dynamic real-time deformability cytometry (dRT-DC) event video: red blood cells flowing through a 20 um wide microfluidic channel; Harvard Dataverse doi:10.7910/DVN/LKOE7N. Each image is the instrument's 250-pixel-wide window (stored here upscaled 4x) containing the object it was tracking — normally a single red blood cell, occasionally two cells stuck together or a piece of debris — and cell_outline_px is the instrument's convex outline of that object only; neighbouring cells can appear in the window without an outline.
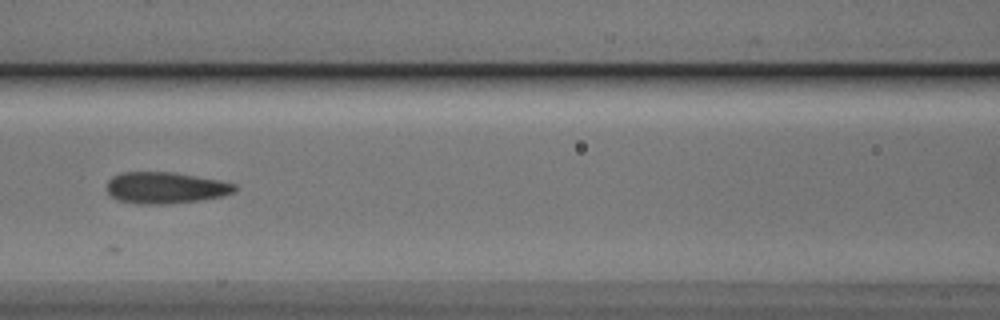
{"species": "Egyptian fruit bat (a non-hibernating species)", "species_latin": "Rousettus aegyptiacus", "temperature_condition": "cold", "stored_images_in_passage": 21, "camera_frame_rate_fps": 3000, "um_per_image_px": 0.085, "animal": {"sex": "male"}, "frame": {"image": 1, "passage_image": 9, "time_ms": 2.667, "image_size_px": [1000, 320], "cell_outline_px": [[236, 192], [224, 196], [204, 200], [172, 204], [136, 204], [116, 200], [108, 192], [108, 180], [112, 176], [124, 172], [172, 172], [220, 180], [236, 184]], "centroid_in_image_um": [14.1, 15.98], "position_along_channel_um": 152.5, "area_um2": 23.76}}
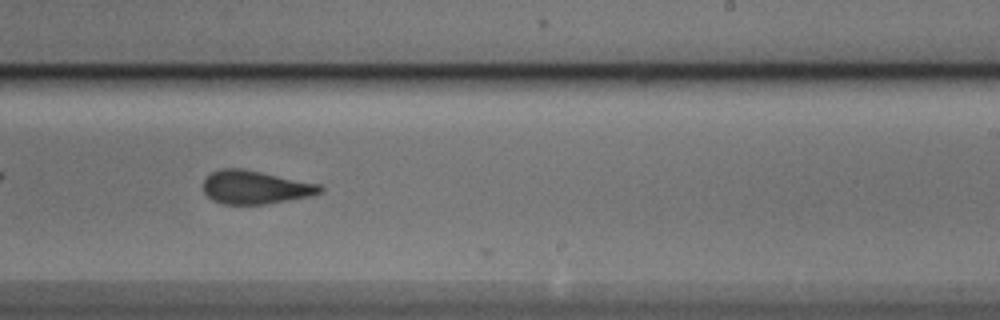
{"frame": {"image": 2, "passage_image": 18, "time_ms": 5.667, "image_size_px": [1000, 320], "cell_outline_px": [[324, 188], [320, 192], [312, 196], [264, 204], [224, 204], [212, 200], [204, 192], [204, 180], [212, 172], [220, 168], [240, 168], [324, 184]], "centroid_in_image_um": [21.74, 15.91], "position_along_channel_um": 267.3, "area_um2": 22.77}}